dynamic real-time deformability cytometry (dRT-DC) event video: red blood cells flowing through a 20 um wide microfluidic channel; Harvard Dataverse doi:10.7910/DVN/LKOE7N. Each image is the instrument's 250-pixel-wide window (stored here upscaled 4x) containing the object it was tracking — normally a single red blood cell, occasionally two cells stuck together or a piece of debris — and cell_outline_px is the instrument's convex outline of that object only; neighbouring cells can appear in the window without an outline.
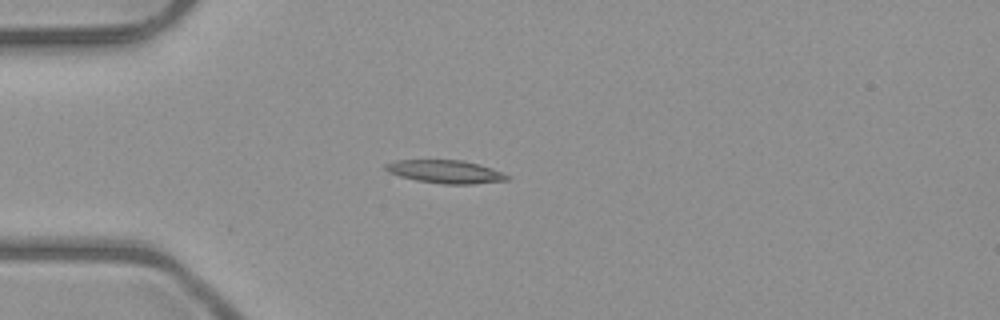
{"species": "common noctule bat (a hibernating species)", "species_latin": "Nyctalus noctula", "temperature_condition": "room temperature", "stored_images_in_passage": 5, "camera_frame_rate_fps": 3000, "um_per_image_px": 0.085, "animal": {"sex": "male", "body_mass_g": 23.1, "forearm_length_mm": 52.7}, "frame": {"image": 1, "passage_image": 5, "time_ms": 4.333, "image_size_px": [1000, 320], "cell_outline_px": [[512, 176], [508, 180], [472, 184], [444, 184], [416, 180], [400, 176], [388, 172], [384, 168], [384, 164], [396, 160], [464, 160], [480, 164], [492, 168]], "centroid_in_image_um": [37.89, 14.59], "position_along_channel_um": 47.1, "area_um2": 16.47}}